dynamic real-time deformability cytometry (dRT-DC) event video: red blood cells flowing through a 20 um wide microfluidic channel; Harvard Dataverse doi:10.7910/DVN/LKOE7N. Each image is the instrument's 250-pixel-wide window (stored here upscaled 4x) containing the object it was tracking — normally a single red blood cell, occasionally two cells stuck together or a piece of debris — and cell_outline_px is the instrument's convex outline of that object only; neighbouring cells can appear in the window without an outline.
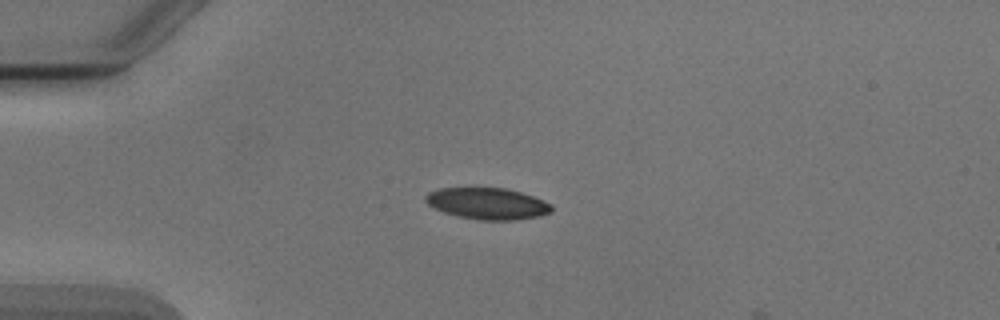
{"species": "Egyptian fruit bat (a non-hibernating species)", "species_latin": "Rousettus aegyptiacus", "temperature_condition": "cold", "stored_images_in_passage": 2, "camera_frame_rate_fps": 3000, "um_per_image_px": 0.085, "animal": {"sex": "male"}, "frame": {"image": 1, "passage_image": 1, "time_ms": 0.0, "image_size_px": [1000, 320], "cell_outline_px": [[552, 212], [540, 216], [516, 220], [476, 220], [456, 216], [444, 212], [428, 204], [424, 200], [424, 196], [428, 192], [440, 188], [504, 188], [520, 192], [544, 200], [552, 204]], "centroid_in_image_um": [41.44, 17.31], "position_along_channel_um": 43.6, "area_um2": 23.24}}